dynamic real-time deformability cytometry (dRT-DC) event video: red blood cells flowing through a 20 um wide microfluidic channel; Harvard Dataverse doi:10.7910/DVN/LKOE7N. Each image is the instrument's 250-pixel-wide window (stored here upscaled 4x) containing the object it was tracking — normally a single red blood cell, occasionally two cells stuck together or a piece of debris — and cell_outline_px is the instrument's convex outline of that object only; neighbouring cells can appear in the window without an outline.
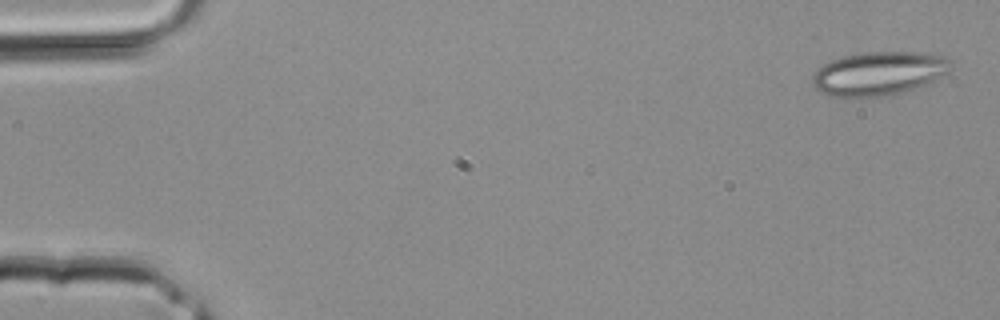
{"species": "common noctule bat (a hibernating species)", "species_latin": "Nyctalus noctula", "temperature_condition": "room temperature", "stored_images_in_passage": 40, "segment_of_instrument_passage": [1, 2], "camera_frame_rate_fps": 3000, "um_per_image_px": 0.085, "animal": {"sex": "male", "body_mass_g": 20.4}, "frame": {"image": 1, "passage_image": 1, "time_ms": 0.0, "image_size_px": [1000, 320], "cell_outline_px": [[948, 72], [928, 84], [904, 92], [880, 96], [836, 96], [824, 92], [816, 88], [812, 84], [812, 76], [824, 64], [832, 60], [844, 56], [864, 52], [916, 52], [940, 56], [948, 60]], "centroid_in_image_um": [74.69, 6.24], "position_along_channel_um": 10.3, "area_um2": 34.45}}
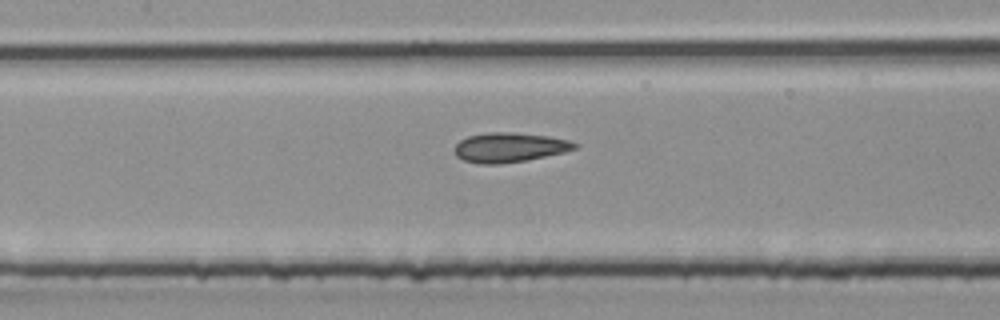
{"frame": {"image": 2, "passage_image": 18, "time_ms": 5.667, "image_size_px": [1000, 320], "cell_outline_px": [[580, 144], [576, 148], [564, 152], [528, 160], [500, 164], [480, 164], [464, 160], [456, 156], [452, 148], [460, 140], [468, 136], [488, 132], [512, 132], [548, 136], [568, 140]], "centroid_in_image_um": [43.28, 12.53], "position_along_channel_um": 164.1, "area_um2": 20.87}}
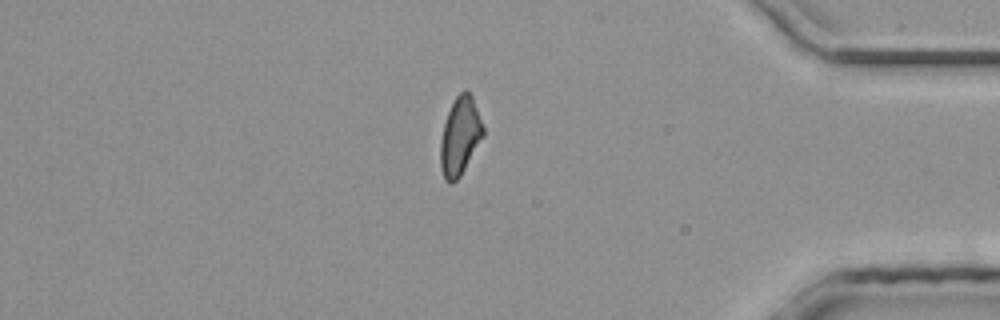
{"frame": {"image": 3, "passage_image": 33, "time_ms": 10.667, "image_size_px": [1000, 320], "cell_outline_px": [[484, 136], [460, 176], [452, 184], [448, 184], [444, 180], [440, 164], [440, 144], [444, 124], [448, 112], [456, 96], [464, 88], [468, 88], [472, 96], [484, 128]], "centroid_in_image_um": [39.1, 11.58], "position_along_channel_um": 396.1, "area_um2": 19.48}}